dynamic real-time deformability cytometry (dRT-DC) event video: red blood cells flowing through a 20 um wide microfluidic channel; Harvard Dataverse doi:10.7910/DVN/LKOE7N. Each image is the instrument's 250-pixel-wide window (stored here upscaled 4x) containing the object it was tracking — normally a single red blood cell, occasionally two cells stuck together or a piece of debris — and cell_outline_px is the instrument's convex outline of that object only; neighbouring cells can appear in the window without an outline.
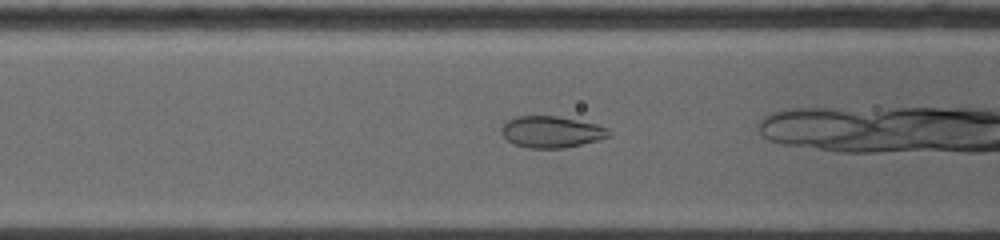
{"species": "common noctule bat (a hibernating species)", "species_latin": "Nyctalus noctula", "temperature_condition": "warm", "stored_images_in_passage": 46, "camera_frame_rate_fps": 5000, "um_per_image_px": 0.085, "animal": {"sex": "female", "body_mass_g": 19.0, "forearm_length_mm": 53.3}, "frame": {"image": 1, "passage_image": 15, "time_ms": 2.0, "image_size_px": [1000, 240], "cell_outline_px": [[612, 136], [564, 148], [528, 148], [512, 144], [500, 132], [500, 128], [508, 120], [516, 116], [556, 116], [596, 124], [608, 128], [612, 132]], "centroid_in_image_um": [46.86, 11.21], "position_along_channel_um": 119.7, "area_um2": 19.71}}
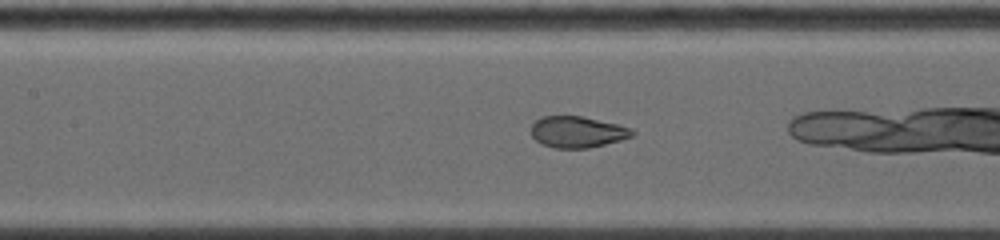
{"frame": {"image": 2, "passage_image": 23, "time_ms": 3.0, "image_size_px": [1000, 240], "cell_outline_px": [[636, 132], [632, 136], [620, 140], [588, 148], [552, 148], [540, 144], [532, 136], [532, 124], [536, 120], [544, 116], [580, 116], [616, 124], [632, 128]], "centroid_in_image_um": [49.06, 11.22], "position_along_channel_um": 158.3, "area_um2": 18.32}}